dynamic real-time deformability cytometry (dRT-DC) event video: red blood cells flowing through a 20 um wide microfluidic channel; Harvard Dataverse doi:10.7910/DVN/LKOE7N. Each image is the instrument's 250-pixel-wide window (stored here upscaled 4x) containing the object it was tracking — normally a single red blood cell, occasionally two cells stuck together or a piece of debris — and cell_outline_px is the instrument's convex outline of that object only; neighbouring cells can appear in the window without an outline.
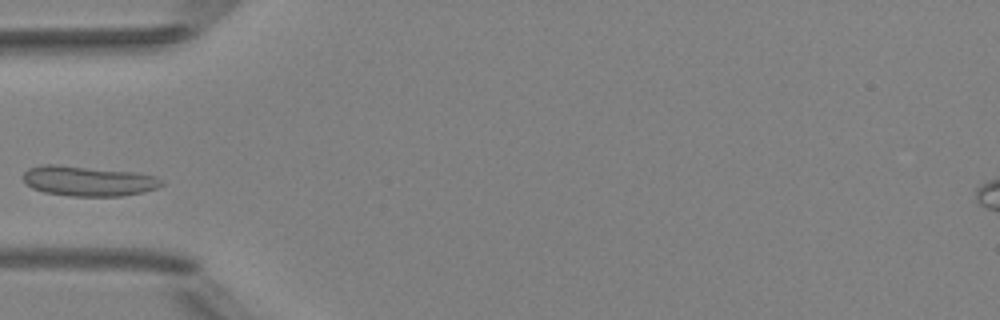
{"species": "Egyptian fruit bat (a non-hibernating species)", "species_latin": "Rousettus aegyptiacus", "temperature_condition": "room temperature", "stored_images_in_passage": 4, "camera_frame_rate_fps": 3000, "um_per_image_px": 0.085, "animal": {"sex": "female"}, "frame": {"image": 1, "passage_image": 4, "time_ms": 3.667, "image_size_px": [1000, 320], "cell_outline_px": [[164, 184], [156, 188], [144, 192], [120, 196], [72, 196], [44, 192], [32, 188], [24, 180], [24, 172], [28, 168], [40, 164], [56, 164], [136, 172], [156, 176], [164, 180]], "centroid_in_image_um": [7.53, 15.37], "position_along_channel_um": 77.5, "area_um2": 24.39}}